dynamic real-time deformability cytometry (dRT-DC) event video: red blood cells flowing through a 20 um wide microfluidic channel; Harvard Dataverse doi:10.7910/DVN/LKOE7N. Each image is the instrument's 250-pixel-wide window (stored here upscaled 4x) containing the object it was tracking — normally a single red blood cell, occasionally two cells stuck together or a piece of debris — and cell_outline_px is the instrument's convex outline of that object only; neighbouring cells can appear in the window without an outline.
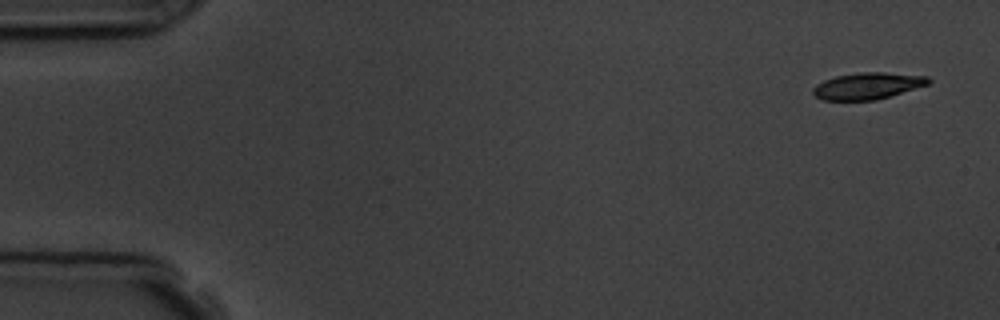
{"species": "common noctule bat (a hibernating species)", "species_latin": "Nyctalus noctula", "temperature_condition": "room temperature", "stored_images_in_passage": 7, "camera_frame_rate_fps": 3000, "um_per_image_px": 0.085, "animal": {"sex": "male", "body_mass_g": 19.5, "forearm_length_mm": 54.6}, "frame": {"image": 1, "passage_image": 1, "time_ms": 0.0, "image_size_px": [1000, 320], "cell_outline_px": [[932, 80], [928, 84], [876, 100], [824, 100], [816, 96], [812, 92], [812, 88], [816, 84], [824, 80], [836, 76], [860, 72], [884, 72], [928, 76]], "centroid_in_image_um": [73.73, 7.29], "position_along_channel_um": 11.3, "area_um2": 17.8}}
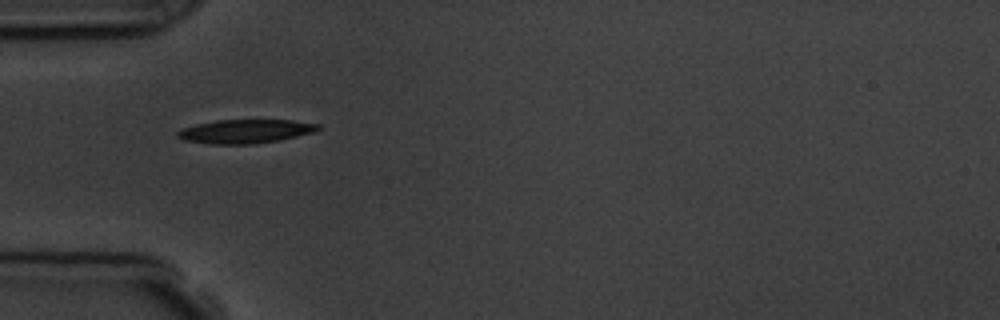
{"frame": {"image": 2, "passage_image": 5, "time_ms": 4.667, "image_size_px": [1000, 320], "cell_outline_px": [[320, 128], [316, 132], [280, 140], [252, 144], [208, 144], [184, 140], [176, 136], [176, 132], [180, 128], [196, 124], [216, 120], [292, 120], [320, 124]], "centroid_in_image_um": [20.85, 11.16], "position_along_channel_um": 64.2, "area_um2": 19.71}}